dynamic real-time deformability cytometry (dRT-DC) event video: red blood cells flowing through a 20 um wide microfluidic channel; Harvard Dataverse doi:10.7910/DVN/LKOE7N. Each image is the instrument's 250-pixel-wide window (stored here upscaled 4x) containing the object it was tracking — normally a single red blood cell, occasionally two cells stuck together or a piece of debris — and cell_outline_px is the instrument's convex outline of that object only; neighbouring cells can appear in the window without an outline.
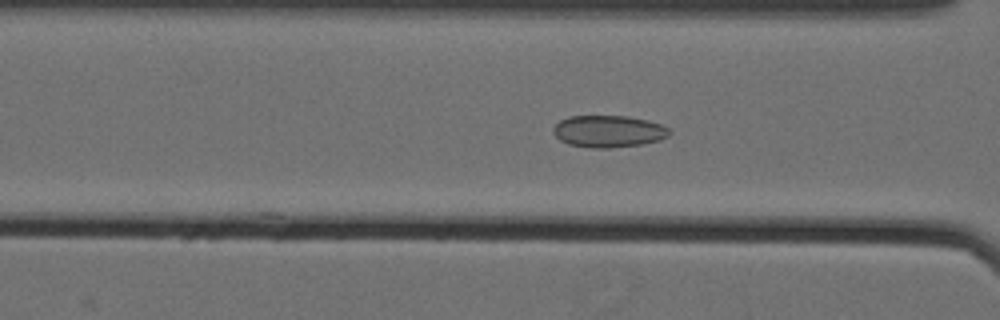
{"species": "Egyptian fruit bat (a non-hibernating species)", "species_latin": "Rousettus aegyptiacus", "temperature_condition": "cold", "stored_images_in_passage": 23, "camera_frame_rate_fps": 3000, "um_per_image_px": 0.085, "animal": {"sex": "female"}, "frame": {"image": 1, "passage_image": 17, "time_ms": 5.333, "image_size_px": [1000, 320], "cell_outline_px": [[672, 132], [668, 136], [660, 140], [640, 144], [608, 148], [592, 148], [568, 144], [560, 140], [552, 132], [552, 128], [560, 120], [568, 116], [628, 116], [648, 120], [660, 124], [668, 128]], "centroid_in_image_um": [51.71, 11.16], "position_along_channel_um": 114.9, "area_um2": 21.68}}
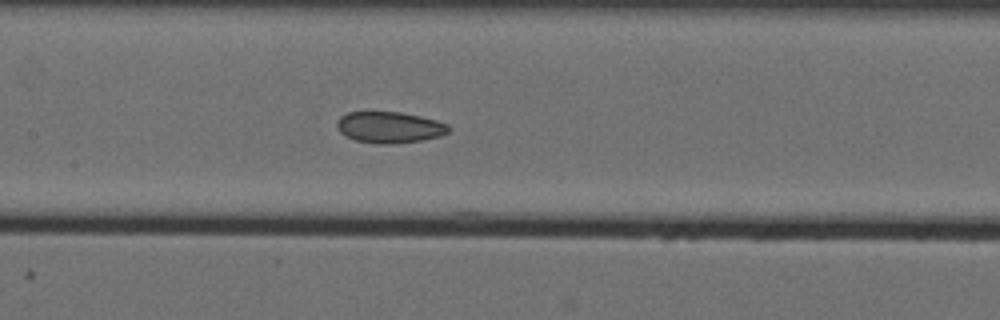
{"frame": {"image": 2, "passage_image": 22, "time_ms": 7.0, "image_size_px": [1000, 320], "cell_outline_px": [[452, 128], [448, 132], [440, 136], [420, 140], [392, 144], [380, 144], [356, 140], [344, 136], [336, 128], [336, 120], [340, 116], [348, 112], [400, 112], [420, 116], [436, 120], [448, 124]], "centroid_in_image_um": [33.08, 10.82], "position_along_channel_um": 174.3, "area_um2": 20.46}}